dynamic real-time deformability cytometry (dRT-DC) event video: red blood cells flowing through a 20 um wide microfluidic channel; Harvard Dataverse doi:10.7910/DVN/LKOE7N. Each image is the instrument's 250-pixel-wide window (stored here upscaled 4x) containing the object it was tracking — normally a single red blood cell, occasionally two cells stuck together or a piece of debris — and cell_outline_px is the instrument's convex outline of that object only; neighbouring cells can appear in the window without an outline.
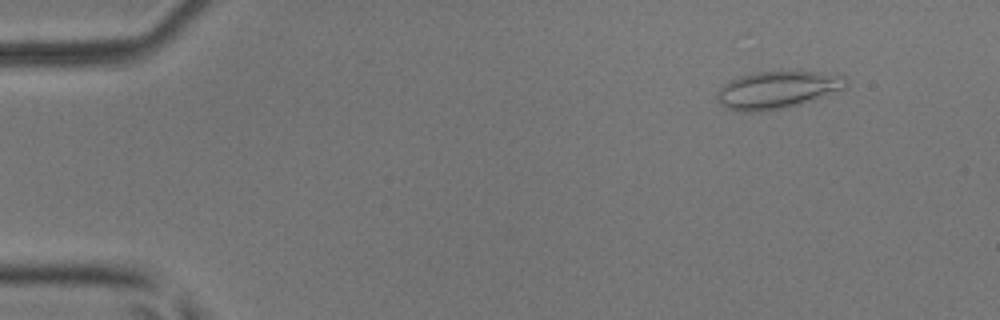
{"species": "common noctule bat (a hibernating species)", "species_latin": "Nyctalus noctula", "temperature_condition": "room temperature", "stored_images_in_passage": 6, "camera_frame_rate_fps": 3000, "um_per_image_px": 0.085, "animal": {"sex": "male", "body_mass_g": 17.9, "forearm_length_mm": 54.2}, "frame": {"image": 1, "passage_image": 2, "time_ms": 0.333, "image_size_px": [1000, 320], "cell_outline_px": [[848, 88], [796, 104], [780, 108], [752, 112], [736, 112], [720, 104], [716, 100], [716, 96], [720, 88], [728, 80], [752, 72], [816, 72], [844, 76], [848, 80]], "centroid_in_image_um": [66.03, 7.63], "position_along_channel_um": 19.0, "area_um2": 27.74}}
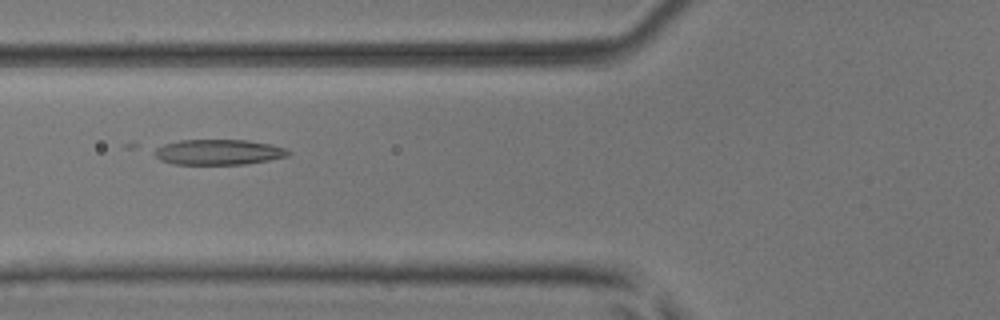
{"frame": {"image": 2, "passage_image": 6, "time_ms": 1.667, "image_size_px": [1000, 320], "cell_outline_px": [[292, 152], [288, 156], [268, 160], [244, 164], [176, 164], [160, 160], [152, 152], [156, 148], [164, 144], [180, 140], [248, 140], [272, 144], [284, 148]], "centroid_in_image_um": [18.58, 12.92], "position_along_channel_um": 107.2, "area_um2": 19.77}}